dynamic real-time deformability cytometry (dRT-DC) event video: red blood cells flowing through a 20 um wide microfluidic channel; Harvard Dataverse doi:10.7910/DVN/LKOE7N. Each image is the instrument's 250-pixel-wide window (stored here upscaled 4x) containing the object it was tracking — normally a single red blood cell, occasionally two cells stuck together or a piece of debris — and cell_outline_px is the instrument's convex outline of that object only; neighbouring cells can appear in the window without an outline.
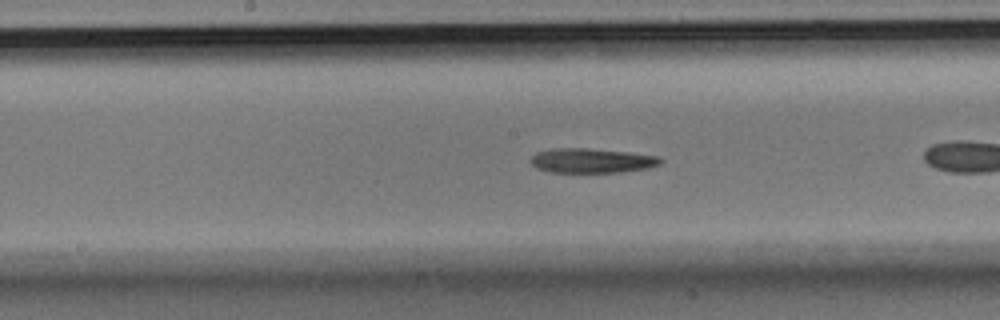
{"species": "Egyptian fruit bat (a non-hibernating species)", "species_latin": "Rousettus aegyptiacus", "temperature_condition": "room temperature", "stored_images_in_passage": 36, "camera_frame_rate_fps": 3000, "um_per_image_px": 0.085, "animal": {"sex": "male"}, "frame": {"image": 1, "passage_image": 11, "time_ms": 3.333, "image_size_px": [1000, 320], "cell_outline_px": [[664, 160], [660, 164], [648, 168], [620, 172], [552, 172], [536, 168], [528, 160], [536, 152], [552, 148], [588, 148], [628, 152], [660, 156]], "centroid_in_image_um": [50.29, 13.64], "position_along_channel_um": 197.9, "area_um2": 18.73}}